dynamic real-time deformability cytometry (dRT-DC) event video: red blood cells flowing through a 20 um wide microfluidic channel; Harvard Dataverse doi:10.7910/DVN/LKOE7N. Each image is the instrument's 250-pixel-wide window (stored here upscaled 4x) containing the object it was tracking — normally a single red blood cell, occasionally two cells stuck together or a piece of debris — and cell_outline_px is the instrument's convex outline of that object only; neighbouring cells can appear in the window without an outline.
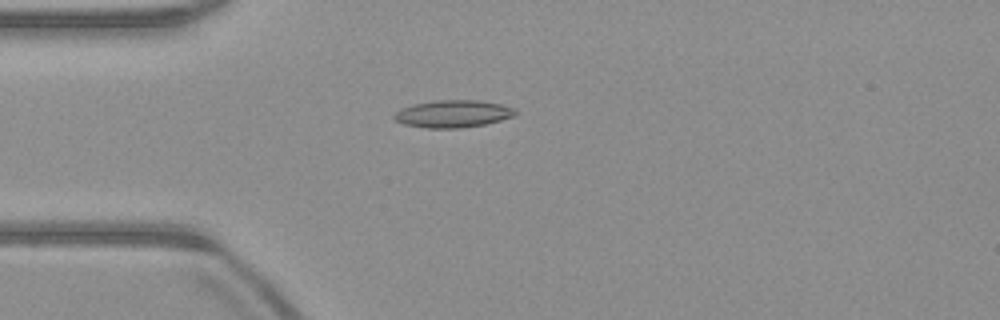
{"species": "common noctule bat (a hibernating species)", "species_latin": "Nyctalus noctula", "temperature_condition": "warm", "stored_images_in_passage": 52, "camera_frame_rate_fps": 3000, "um_per_image_px": 0.085, "animal": {"sex": "male", "body_mass_g": 23.1, "forearm_length_mm": 52.7}, "frame": {"image": 1, "passage_image": 14, "time_ms": 4.333, "image_size_px": [1000, 320], "cell_outline_px": [[516, 116], [484, 124], [460, 128], [428, 128], [404, 124], [396, 120], [392, 116], [396, 112], [412, 104], [436, 100], [480, 100], [500, 104], [516, 108]], "centroid_in_image_um": [38.53, 9.66], "position_along_channel_um": 46.5, "area_um2": 19.25}}
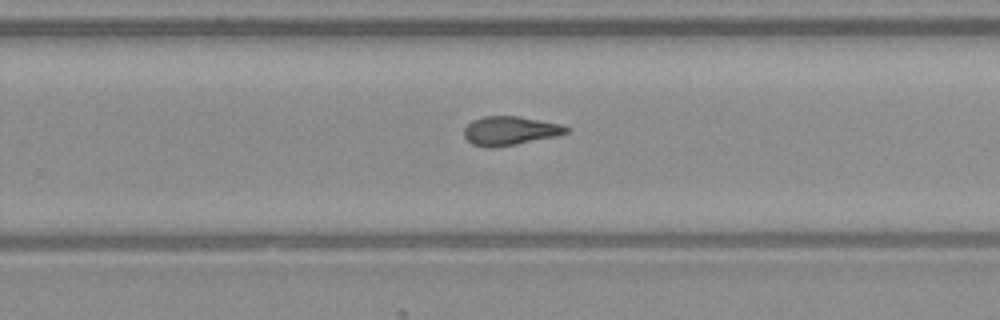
{"frame": {"image": 2, "passage_image": 33, "time_ms": 10.667, "image_size_px": [1000, 320], "cell_outline_px": [[572, 128], [568, 132], [556, 136], [516, 144], [492, 148], [484, 148], [472, 144], [464, 136], [464, 128], [472, 120], [484, 116], [520, 116], [560, 124]], "centroid_in_image_um": [43.34, 11.11], "position_along_channel_um": 286.5, "area_um2": 17.28}}
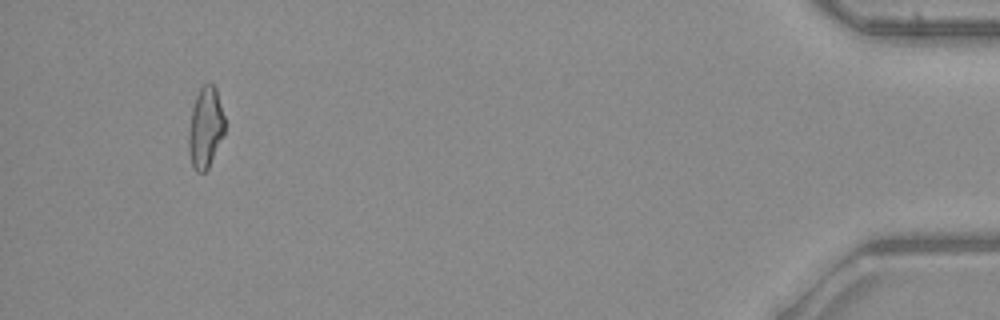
{"frame": {"image": 3, "passage_image": 49, "time_ms": 16.0, "image_size_px": [1000, 320], "cell_outline_px": [[224, 132], [208, 168], [204, 172], [196, 172], [192, 164], [188, 152], [188, 132], [192, 108], [196, 96], [200, 88], [204, 84], [212, 84], [216, 88], [224, 116]], "centroid_in_image_um": [17.44, 10.85], "position_along_channel_um": 417.8, "area_um2": 16.82}, "authors_computed_cell_mechanics": {"area_um2": 17.6001, "velocity_mm_per_s": 3.9915, "shape_relaxation_time_tau1_ms": null, "shape_relaxation_time_tau2_ms": 3.2484, "deformation_change_tau1": null, "deformation_change_tau2": 0.1186}}